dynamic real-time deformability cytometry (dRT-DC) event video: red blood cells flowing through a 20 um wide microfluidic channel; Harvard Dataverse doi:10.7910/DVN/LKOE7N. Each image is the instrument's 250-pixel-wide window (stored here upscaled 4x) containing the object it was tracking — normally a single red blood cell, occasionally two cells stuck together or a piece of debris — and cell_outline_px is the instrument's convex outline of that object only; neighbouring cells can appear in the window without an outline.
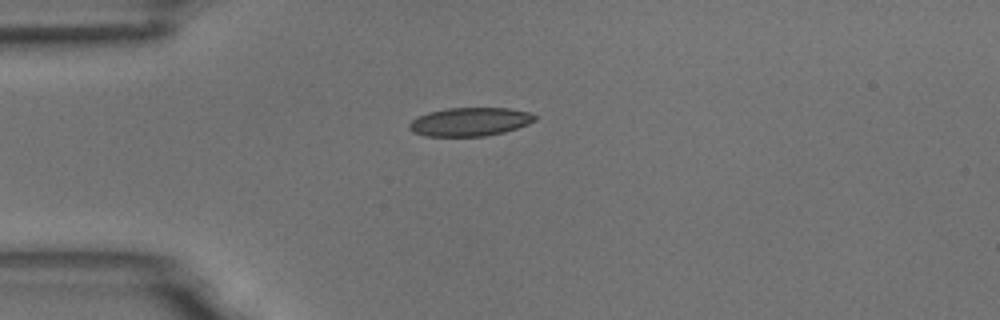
{"species": "common noctule bat (a hibernating species)", "species_latin": "Nyctalus noctula", "temperature_condition": "room temperature", "stored_images_in_passage": 41, "camera_frame_rate_fps": 3000, "um_per_image_px": 0.085, "animal": {"sex": "male", "body_mass_g": 18.8}, "frame": {"image": 1, "passage_image": 1, "time_ms": 0.0, "image_size_px": [1000, 320], "cell_outline_px": [[536, 120], [528, 124], [504, 132], [484, 136], [428, 136], [412, 132], [408, 128], [408, 124], [416, 116], [428, 112], [448, 108], [508, 108], [528, 112], [536, 116]], "centroid_in_image_um": [39.91, 10.35], "position_along_channel_um": 45.1, "area_um2": 20.87}}
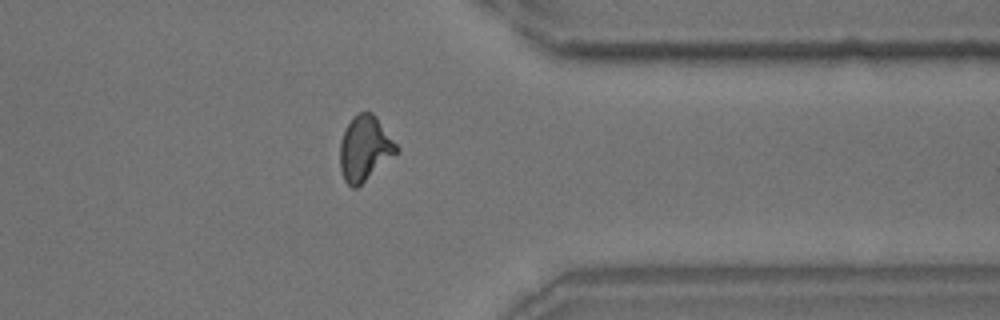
{"frame": {"image": 2, "passage_image": 30, "time_ms": 9.667, "image_size_px": [1000, 320], "cell_outline_px": [[400, 152], [356, 188], [352, 188], [344, 180], [340, 168], [340, 140], [352, 116], [360, 112], [372, 112], [376, 116], [400, 148]], "centroid_in_image_um": [31.03, 12.62], "position_along_channel_um": 380.4, "area_um2": 21.56}}
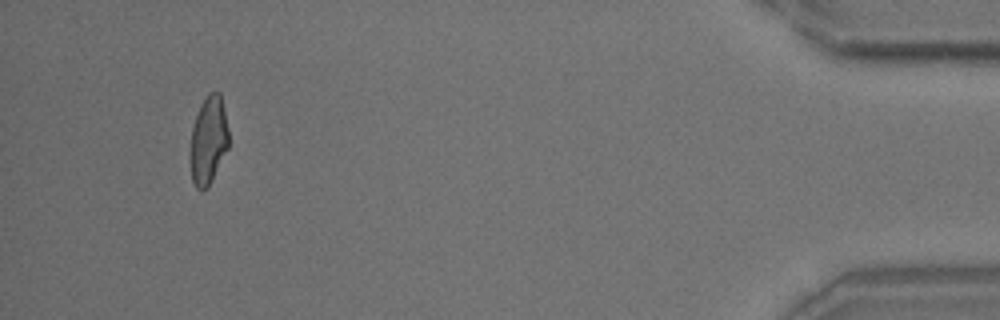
{"frame": {"image": 3, "passage_image": 38, "time_ms": 12.333, "image_size_px": [1000, 320], "cell_outline_px": [[228, 148], [208, 188], [200, 192], [196, 188], [192, 180], [188, 160], [188, 152], [192, 128], [200, 104], [208, 92], [220, 92], [228, 128]], "centroid_in_image_um": [17.67, 11.97], "position_along_channel_um": 417.5, "area_um2": 20.23}, "authors_computed_cell_mechanics": {"area_um2": 20.6346, "velocity_mm_per_s": 3.7258, "shape_relaxation_time_tau1_ms": 7.0877, "shape_relaxation_time_tau2_ms": 1.6081, "deformation_change_tau1": 0.1801, "deformation_change_tau2": 0.079}}